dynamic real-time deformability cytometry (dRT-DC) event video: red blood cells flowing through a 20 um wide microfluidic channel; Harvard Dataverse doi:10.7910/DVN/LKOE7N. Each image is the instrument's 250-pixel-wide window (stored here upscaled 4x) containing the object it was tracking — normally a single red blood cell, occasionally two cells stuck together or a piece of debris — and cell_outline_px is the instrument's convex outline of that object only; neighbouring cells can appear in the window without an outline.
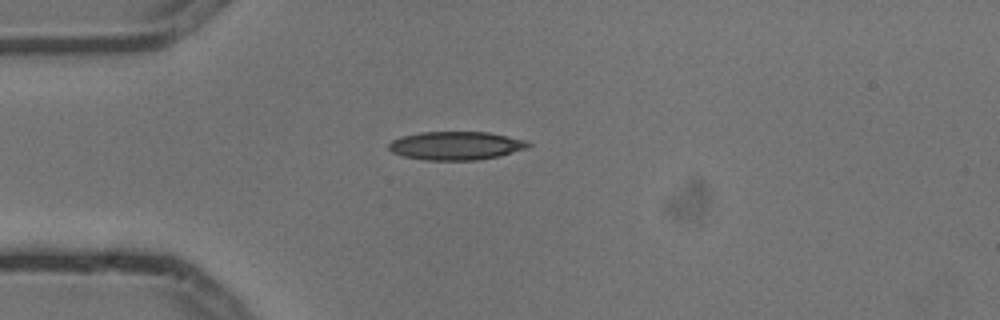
{"species": "common noctule bat (a hibernating species)", "species_latin": "Nyctalus noctula", "temperature_condition": "cold", "stored_images_in_passage": 4, "camera_frame_rate_fps": 3000, "um_per_image_px": 0.085, "animal": {"sex": "male", "body_mass_g": 13.3}, "frame": {"image": 1, "passage_image": 1, "time_ms": 0.0, "image_size_px": [1000, 320], "cell_outline_px": [[532, 144], [528, 148], [500, 156], [476, 160], [424, 160], [404, 156], [392, 152], [388, 148], [388, 144], [392, 140], [400, 136], [420, 132], [488, 132], [524, 140]], "centroid_in_image_um": [38.74, 12.38], "position_along_channel_um": 46.3, "area_um2": 23.12}}
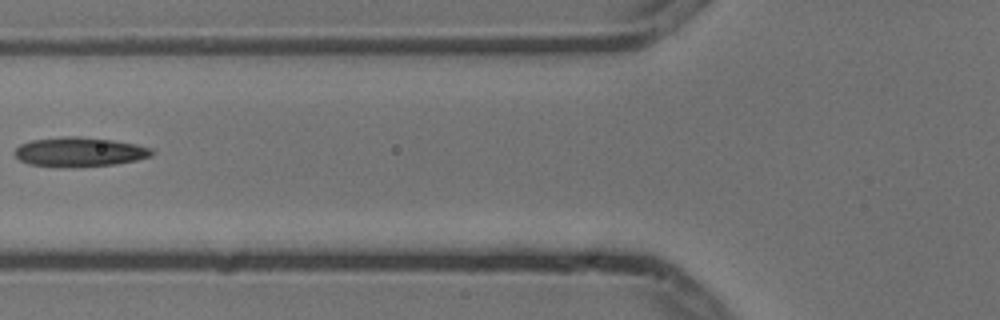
{"frame": {"image": 2, "passage_image": 3, "time_ms": 0.667, "image_size_px": [1000, 320], "cell_outline_px": [[156, 152], [152, 156], [136, 160], [116, 164], [72, 168], [56, 168], [28, 164], [20, 160], [16, 156], [16, 148], [20, 144], [32, 140], [64, 136], [80, 136], [112, 140], [136, 144], [152, 148]], "centroid_in_image_um": [6.77, 12.93], "position_along_channel_um": 119.0, "area_um2": 23.93}}
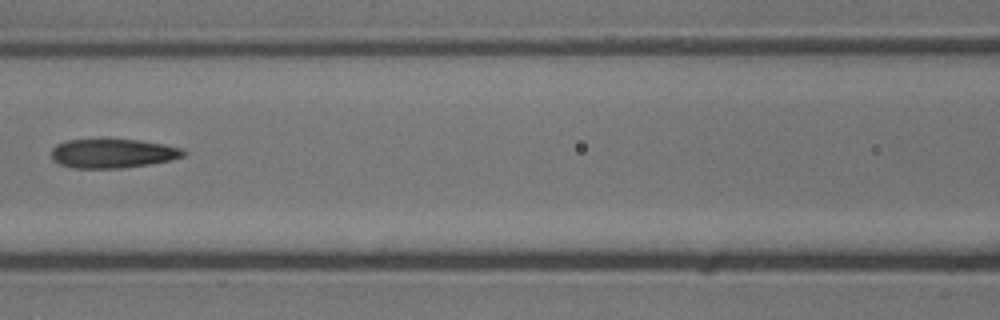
{"frame": {"image": 3, "passage_image": 4, "time_ms": 1.0, "image_size_px": [1000, 320], "cell_outline_px": [[188, 152], [184, 156], [172, 160], [148, 164], [120, 168], [72, 168], [60, 164], [52, 160], [52, 148], [56, 144], [68, 140], [136, 140], [164, 144], [184, 148]], "centroid_in_image_um": [9.61, 13.05], "position_along_channel_um": 157.0, "area_um2": 22.37}}